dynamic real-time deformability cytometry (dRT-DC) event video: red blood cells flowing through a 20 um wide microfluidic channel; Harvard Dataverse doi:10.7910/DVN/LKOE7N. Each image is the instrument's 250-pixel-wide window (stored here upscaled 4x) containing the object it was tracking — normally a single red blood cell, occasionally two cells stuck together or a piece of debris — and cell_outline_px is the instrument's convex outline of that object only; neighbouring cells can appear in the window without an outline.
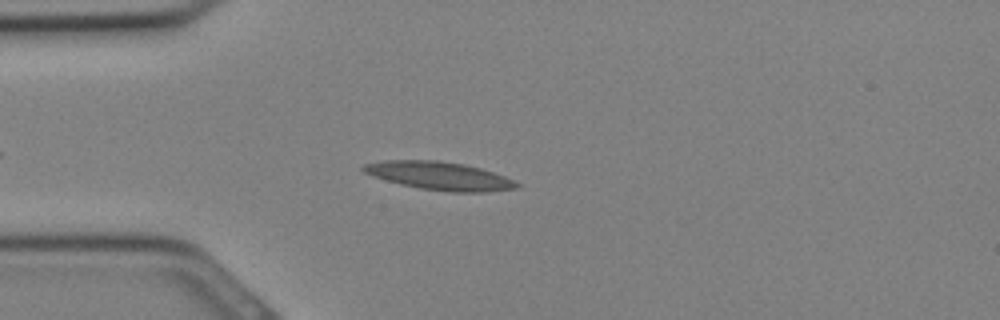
{"species": "Egyptian fruit bat (a non-hibernating species)", "species_latin": "Rousettus aegyptiacus", "temperature_condition": "cold", "stored_images_in_passage": 9, "camera_frame_rate_fps": 3000, "um_per_image_px": 0.085, "animal": {"sex": "female"}, "frame": {"image": 1, "passage_image": 4, "time_ms": 1.0, "image_size_px": [1000, 320], "cell_outline_px": [[520, 184], [516, 188], [484, 192], [452, 192], [420, 188], [388, 180], [364, 172], [360, 168], [364, 164], [384, 160], [436, 160], [464, 164], [480, 168], [504, 176]], "centroid_in_image_um": [37.36, 14.94], "position_along_channel_um": 47.6, "area_um2": 24.68}}
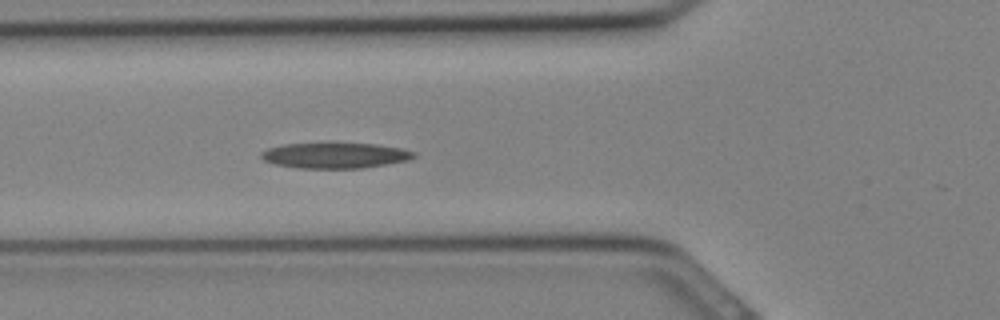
{"frame": {"image": 2, "passage_image": 7, "time_ms": 2.0, "image_size_px": [1000, 320], "cell_outline_px": [[416, 156], [408, 160], [364, 168], [300, 168], [276, 164], [264, 160], [260, 156], [260, 152], [268, 148], [284, 144], [328, 140], [336, 140], [376, 144], [400, 148], [416, 152]], "centroid_in_image_um": [28.46, 13.15], "position_along_channel_um": 97.3, "area_um2": 23.87}}
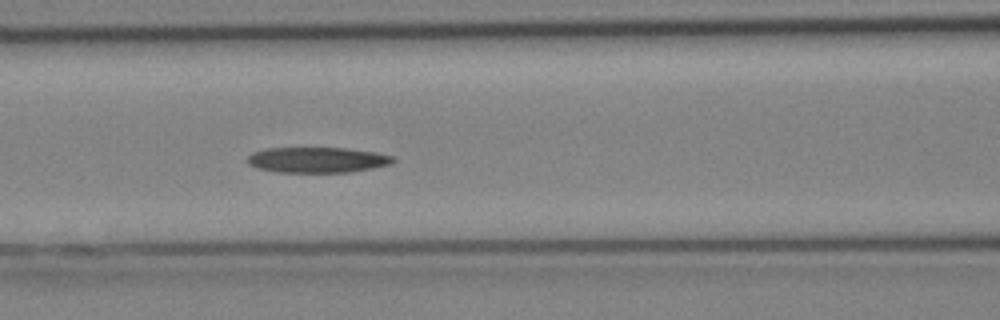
{"frame": {"image": 3, "passage_image": 9, "time_ms": 2.667, "image_size_px": [1000, 320], "cell_outline_px": [[396, 160], [392, 164], [352, 172], [280, 172], [256, 168], [248, 164], [248, 156], [252, 152], [264, 148], [348, 148], [376, 152], [396, 156]], "centroid_in_image_um": [27.01, 13.58], "position_along_channel_um": 139.6, "area_um2": 21.91}}